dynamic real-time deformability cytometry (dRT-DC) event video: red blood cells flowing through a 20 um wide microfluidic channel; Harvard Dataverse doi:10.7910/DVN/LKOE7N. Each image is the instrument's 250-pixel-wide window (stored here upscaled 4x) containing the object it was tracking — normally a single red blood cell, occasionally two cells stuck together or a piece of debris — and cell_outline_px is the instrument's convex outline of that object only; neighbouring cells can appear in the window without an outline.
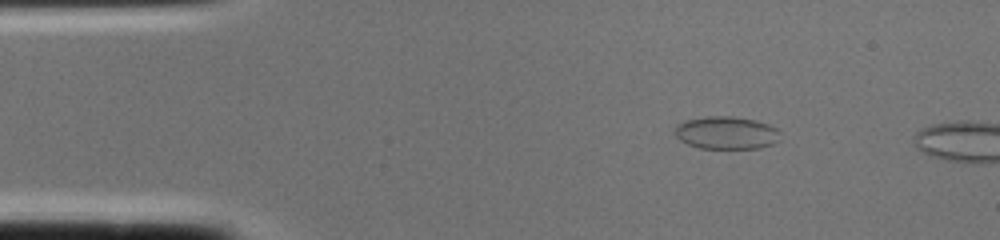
{"species": "common noctule bat (a hibernating species)", "species_latin": "Nyctalus noctula", "temperature_condition": "cold", "stored_images_in_passage": 2, "segment_of_instrument_passage": [2, 2], "camera_frame_rate_fps": 3000, "um_per_image_px": 0.085, "animal": {"sex": "female", "body_mass_g": 22.0, "forearm_length_mm": 56.7}, "frame": {"image": 1, "passage_image": 2, "time_ms": 0.333, "image_size_px": [1000, 240], "cell_outline_px": [[780, 140], [772, 144], [760, 148], [700, 148], [688, 144], [680, 140], [676, 136], [676, 124], [684, 120], [704, 116], [732, 116], [756, 120], [768, 124], [776, 128], [780, 132]], "centroid_in_image_um": [61.75, 11.28], "position_along_channel_um": 23.2, "area_um2": 20.23}}